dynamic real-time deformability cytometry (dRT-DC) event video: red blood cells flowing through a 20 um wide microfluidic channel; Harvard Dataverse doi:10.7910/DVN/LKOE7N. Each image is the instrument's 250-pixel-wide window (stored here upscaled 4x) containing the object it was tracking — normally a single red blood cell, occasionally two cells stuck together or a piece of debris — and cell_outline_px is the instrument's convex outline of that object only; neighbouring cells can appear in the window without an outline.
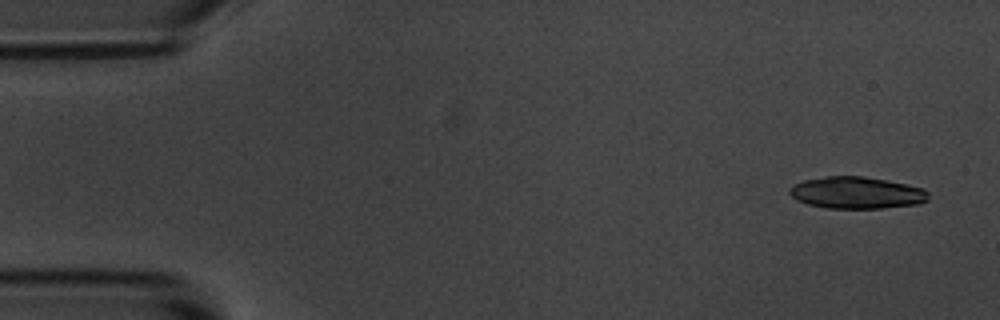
{"species": "common noctule bat (a hibernating species)", "species_latin": "Nyctalus noctula", "temperature_condition": "room temperature", "stored_images_in_passage": 7, "camera_frame_rate_fps": 3000, "um_per_image_px": 0.085, "animal": {"sex": "male", "body_mass_g": 20.1, "forearm_length_mm": 53.5}, "frame": {"image": 1, "passage_image": 1, "time_ms": 0.0, "image_size_px": [1000, 320], "cell_outline_px": [[928, 200], [920, 204], [884, 208], [828, 208], [808, 204], [796, 200], [788, 192], [788, 188], [792, 184], [804, 180], [828, 176], [864, 176], [904, 184], [920, 188], [928, 192]], "centroid_in_image_um": [72.77, 16.39], "position_along_channel_um": 12.2, "area_um2": 25.72}}
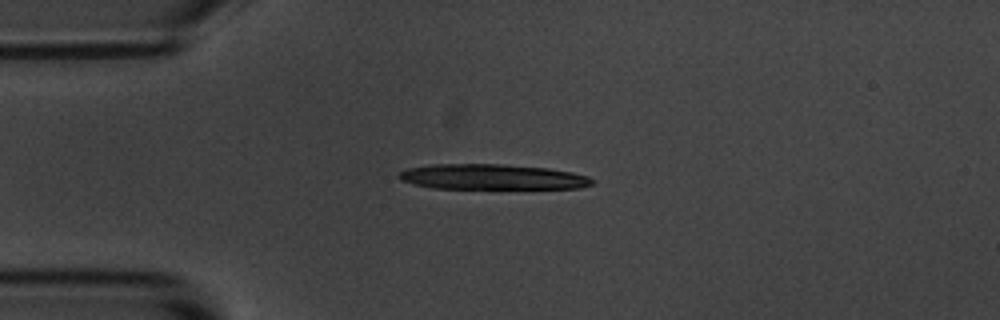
{"frame": {"image": 2, "passage_image": 4, "time_ms": 3.333, "image_size_px": [1000, 320], "cell_outline_px": [[596, 184], [580, 188], [432, 188], [400, 180], [396, 176], [400, 172], [408, 168], [432, 164], [504, 164], [548, 168], [572, 172], [588, 176], [596, 180]], "centroid_in_image_um": [41.88, 15.03], "position_along_channel_um": 43.1, "area_um2": 28.61}}
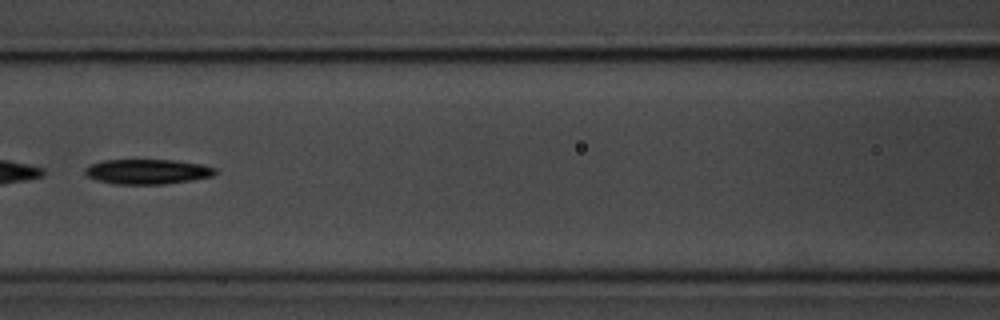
{"frame": {"image": 3, "passage_image": 7, "time_ms": 7.0, "image_size_px": [1000, 320], "cell_outline_px": [[216, 172], [212, 176], [192, 180], [164, 184], [112, 184], [96, 180], [88, 176], [84, 172], [84, 168], [88, 164], [104, 160], [176, 160], [200, 164], [216, 168]], "centroid_in_image_um": [12.49, 14.59], "position_along_channel_um": 154.1, "area_um2": 19.02}}